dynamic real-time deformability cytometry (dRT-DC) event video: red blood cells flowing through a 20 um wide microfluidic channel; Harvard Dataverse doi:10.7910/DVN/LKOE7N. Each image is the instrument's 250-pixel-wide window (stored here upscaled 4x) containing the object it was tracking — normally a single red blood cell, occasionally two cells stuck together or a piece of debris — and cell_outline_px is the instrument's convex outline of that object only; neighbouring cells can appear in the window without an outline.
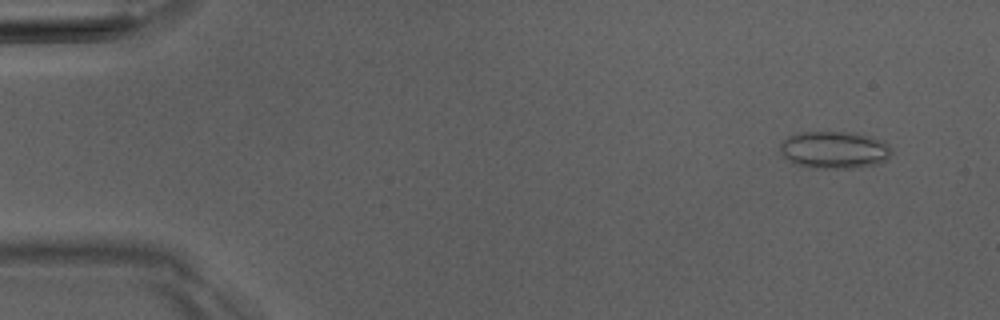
{"species": "Egyptian fruit bat (a non-hibernating species)", "species_latin": "Rousettus aegyptiacus", "temperature_condition": "room temperature", "stored_images_in_passage": 4, "camera_frame_rate_fps": 3000, "um_per_image_px": 0.085, "animal": {"sex": "male"}, "frame": {"image": 1, "passage_image": 1, "time_ms": 0.0, "image_size_px": [1000, 320], "cell_outline_px": [[892, 152], [888, 160], [876, 164], [856, 168], [812, 168], [796, 164], [788, 160], [780, 152], [780, 144], [788, 136], [800, 132], [856, 132], [884, 140], [892, 148]], "centroid_in_image_um": [70.96, 12.74], "position_along_channel_um": 14.0, "area_um2": 24.57}}